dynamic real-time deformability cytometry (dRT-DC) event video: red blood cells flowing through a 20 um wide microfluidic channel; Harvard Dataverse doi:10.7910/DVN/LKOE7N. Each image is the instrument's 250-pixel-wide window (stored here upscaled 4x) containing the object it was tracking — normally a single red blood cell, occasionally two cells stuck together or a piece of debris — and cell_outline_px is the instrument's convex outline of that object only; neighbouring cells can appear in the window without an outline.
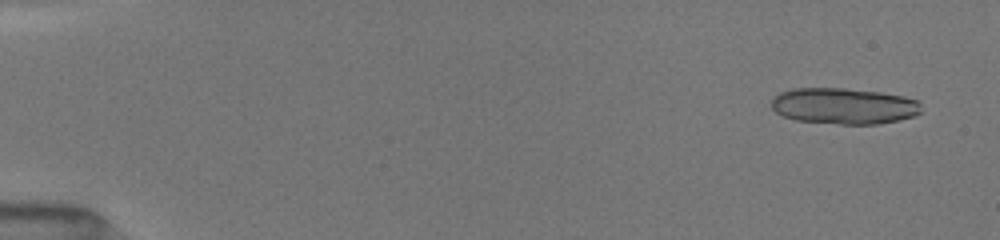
{"species": "common noctule bat (a hibernating species)", "species_latin": "Nyctalus noctula", "temperature_condition": "room temperature", "stored_images_in_passage": 14, "camera_frame_rate_fps": 3000, "um_per_image_px": 0.085, "animal": {"sex": "female", "body_mass_g": 19.5, "forearm_length_mm": 54.1}, "frame": {"image": 1, "passage_image": 2, "time_ms": 0.667, "image_size_px": [1000, 240], "cell_outline_px": [[920, 112], [912, 116], [896, 120], [876, 124], [840, 124], [796, 120], [784, 116], [776, 112], [772, 108], [772, 96], [780, 92], [792, 88], [844, 88], [880, 92], [904, 96], [916, 100], [920, 104]], "centroid_in_image_um": [71.68, 9.0], "position_along_channel_um": 13.3, "area_um2": 31.44}}
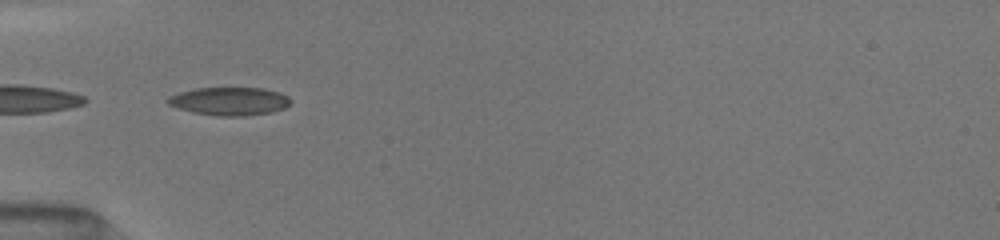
{"frame": {"image": 2, "passage_image": 11, "time_ms": 5.667, "image_size_px": [1000, 240], "cell_outline_px": [[292, 100], [284, 108], [272, 112], [244, 116], [220, 116], [192, 112], [168, 104], [164, 100], [168, 96], [180, 92], [196, 88], [264, 88], [280, 92], [288, 96]], "centroid_in_image_um": [19.51, 8.6], "position_along_channel_um": 65.5, "area_um2": 20.17}}